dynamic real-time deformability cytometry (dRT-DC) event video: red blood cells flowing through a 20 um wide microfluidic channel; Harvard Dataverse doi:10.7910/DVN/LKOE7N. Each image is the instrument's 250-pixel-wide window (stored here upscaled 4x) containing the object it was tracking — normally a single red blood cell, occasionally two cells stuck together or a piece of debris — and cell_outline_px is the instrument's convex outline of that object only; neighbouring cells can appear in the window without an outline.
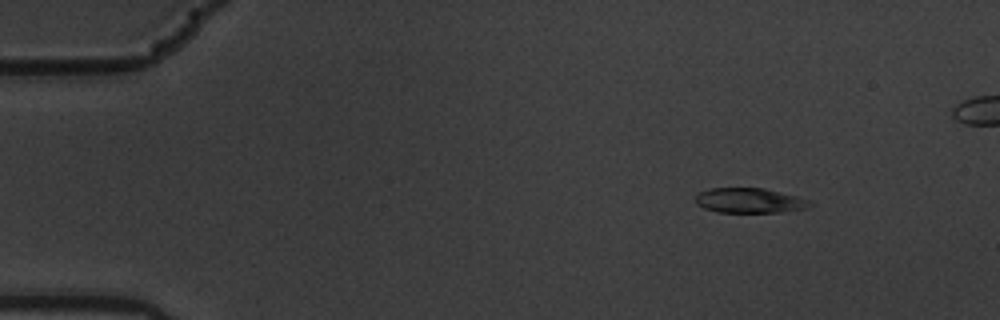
{"species": "common noctule bat (a hibernating species)", "species_latin": "Nyctalus noctula", "temperature_condition": "warm", "stored_images_in_passage": 6, "camera_frame_rate_fps": 3000, "um_per_image_px": 0.085, "animal": {"sex": "male", "body_mass_g": 19.5, "forearm_length_mm": 54.6}, "frame": {"image": 1, "passage_image": 3, "time_ms": 0.667, "image_size_px": [1000, 320], "cell_outline_px": [[812, 204], [804, 208], [780, 212], [716, 212], [704, 208], [696, 204], [696, 196], [700, 192], [708, 188], [764, 188], [796, 196], [808, 200]], "centroid_in_image_um": [63.65, 17.04], "position_along_channel_um": 21.3, "area_um2": 16.42}}